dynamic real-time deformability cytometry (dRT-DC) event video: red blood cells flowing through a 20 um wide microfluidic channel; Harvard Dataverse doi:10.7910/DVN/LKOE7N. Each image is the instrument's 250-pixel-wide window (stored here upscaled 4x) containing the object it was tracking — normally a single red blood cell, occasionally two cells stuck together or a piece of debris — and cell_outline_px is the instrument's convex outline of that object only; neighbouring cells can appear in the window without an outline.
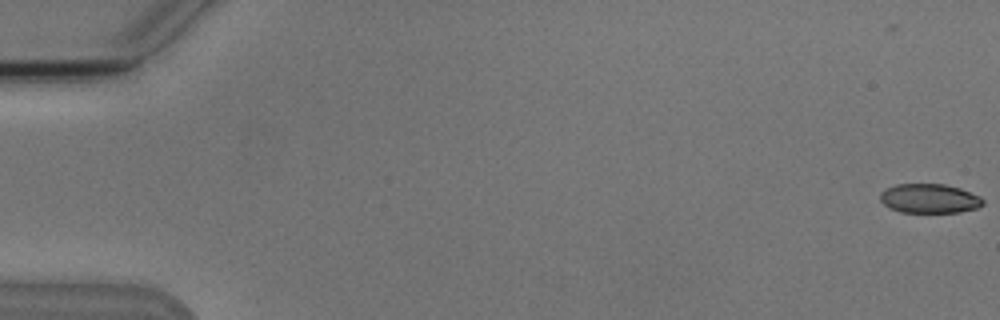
{"species": "Egyptian fruit bat (a non-hibernating species)", "species_latin": "Rousettus aegyptiacus", "temperature_condition": "cold", "stored_images_in_passage": 6, "camera_frame_rate_fps": 3000, "um_per_image_px": 0.085, "animal": {"sex": "male"}, "frame": {"image": 1, "passage_image": 2, "time_ms": 1.0, "image_size_px": [1000, 320], "cell_outline_px": [[984, 204], [976, 208], [960, 212], [900, 212], [888, 208], [880, 200], [880, 192], [896, 184], [944, 184], [960, 188], [980, 196], [984, 200]], "centroid_in_image_um": [79.0, 16.87], "position_along_channel_um": 6.0, "area_um2": 17.57}}
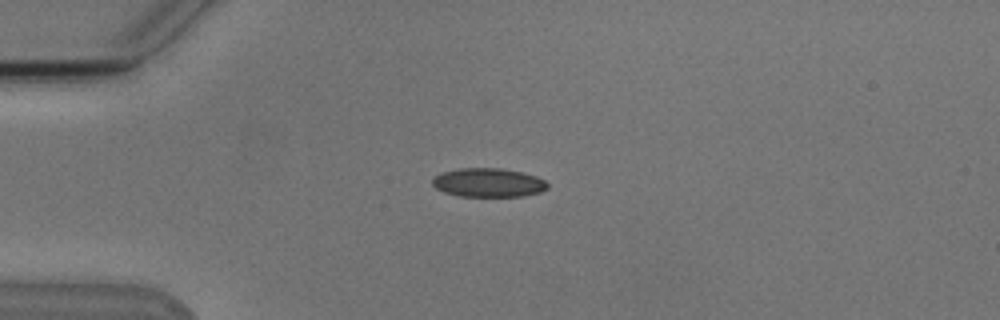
{"frame": {"image": 2, "passage_image": 6, "time_ms": 5.667, "image_size_px": [1000, 320], "cell_outline_px": [[548, 188], [540, 192], [524, 196], [460, 196], [444, 192], [436, 188], [432, 184], [432, 176], [444, 172], [460, 168], [500, 168], [524, 172], [536, 176], [544, 180], [548, 184]], "centroid_in_image_um": [41.51, 15.52], "position_along_channel_um": 43.5, "area_um2": 19.42}}